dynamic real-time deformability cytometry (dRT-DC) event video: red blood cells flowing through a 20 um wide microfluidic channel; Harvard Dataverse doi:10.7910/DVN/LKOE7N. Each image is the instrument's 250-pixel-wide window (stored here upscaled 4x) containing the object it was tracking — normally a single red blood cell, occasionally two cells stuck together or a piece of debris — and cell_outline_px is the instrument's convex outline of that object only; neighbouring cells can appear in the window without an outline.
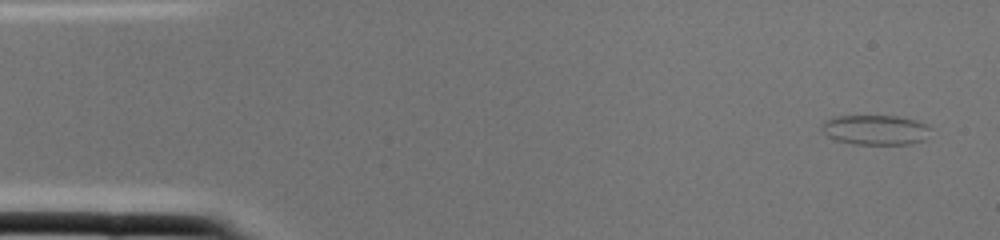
{"species": "common noctule bat (a hibernating species)", "species_latin": "Nyctalus noctula", "temperature_condition": "cold", "stored_images_in_passage": 2, "camera_frame_rate_fps": 3000, "um_per_image_px": 0.085, "animal": {"sex": "female", "body_mass_g": 22.0, "forearm_length_mm": 56.7}, "frame": {"image": 1, "passage_image": 1, "time_ms": 0.0, "image_size_px": [1000, 240], "cell_outline_px": [[932, 128], [924, 140], [908, 144], [852, 144], [836, 140], [828, 136], [820, 128], [820, 124], [824, 120], [832, 116], [896, 116], [916, 120], [928, 124]], "centroid_in_image_um": [74.39, 11.03], "position_along_channel_um": 10.6, "area_um2": 19.19}}
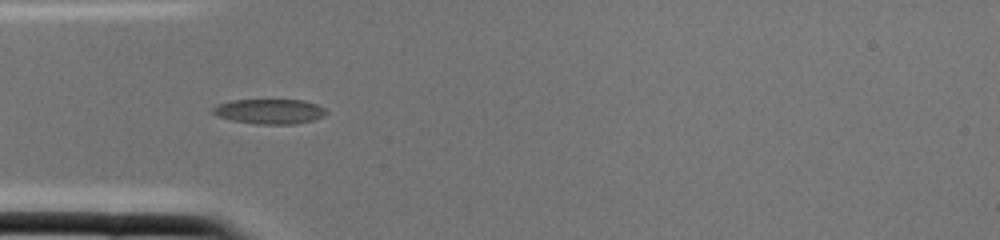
{"frame": {"image": 2, "passage_image": 2, "time_ms": 0.333, "image_size_px": [1000, 240], "cell_outline_px": [[328, 112], [324, 116], [312, 120], [296, 124], [256, 124], [232, 120], [220, 116], [212, 112], [212, 108], [216, 104], [232, 100], [304, 100], [316, 104], [324, 108]], "centroid_in_image_um": [22.92, 9.47], "position_along_channel_um": 62.1, "area_um2": 16.42}}